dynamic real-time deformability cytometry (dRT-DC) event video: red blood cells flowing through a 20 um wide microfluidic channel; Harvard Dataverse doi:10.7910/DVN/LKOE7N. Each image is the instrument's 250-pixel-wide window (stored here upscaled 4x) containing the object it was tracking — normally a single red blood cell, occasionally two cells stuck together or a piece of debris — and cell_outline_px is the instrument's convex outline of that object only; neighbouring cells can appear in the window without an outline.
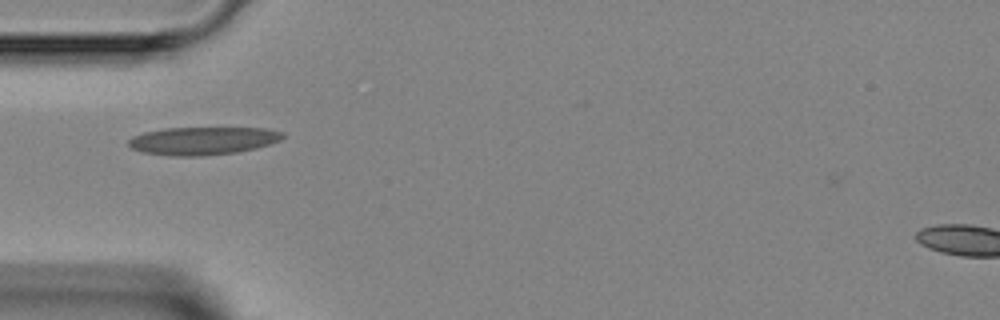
{"species": "Egyptian fruit bat (a non-hibernating species)", "species_latin": "Rousettus aegyptiacus", "temperature_condition": "room temperature", "stored_images_in_passage": 1, "camera_frame_rate_fps": 3000, "um_per_image_px": 0.085, "animal": {"sex": "female"}, "frame": {"image": 1, "passage_image": 1, "time_ms": 0.0, "image_size_px": [1000, 320], "cell_outline_px": [[284, 136], [280, 140], [256, 148], [236, 152], [204, 156], [168, 156], [144, 152], [132, 148], [128, 144], [128, 140], [132, 136], [144, 132], [164, 128], [264, 128], [284, 132]], "centroid_in_image_um": [17.22, 11.96], "position_along_channel_um": 67.8, "area_um2": 25.09}}